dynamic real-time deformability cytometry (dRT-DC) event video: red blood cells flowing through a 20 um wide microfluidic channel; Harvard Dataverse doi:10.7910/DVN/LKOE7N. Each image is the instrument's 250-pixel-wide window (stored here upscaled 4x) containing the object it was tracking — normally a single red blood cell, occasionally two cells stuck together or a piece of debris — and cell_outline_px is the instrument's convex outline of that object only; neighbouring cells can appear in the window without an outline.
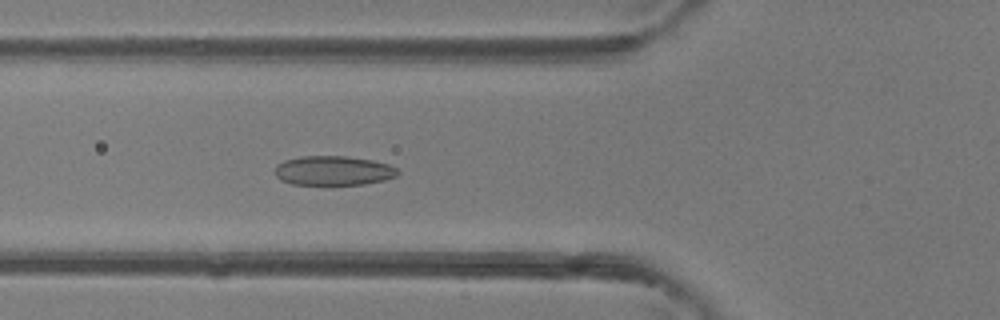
{"species": "common noctule bat (a hibernating species)", "species_latin": "Nyctalus noctula", "temperature_condition": "room temperature", "stored_images_in_passage": 46, "camera_frame_rate_fps": 3000, "um_per_image_px": 0.085, "animal": {"sex": "female"}, "frame": {"image": 1, "passage_image": 17, "time_ms": 5.333, "image_size_px": [1000, 320], "cell_outline_px": [[400, 172], [396, 176], [384, 180], [364, 184], [292, 184], [280, 180], [276, 176], [276, 164], [284, 160], [300, 156], [348, 156], [372, 160], [388, 164], [396, 168]], "centroid_in_image_um": [28.33, 14.49], "position_along_channel_um": 97.5, "area_um2": 21.04}}
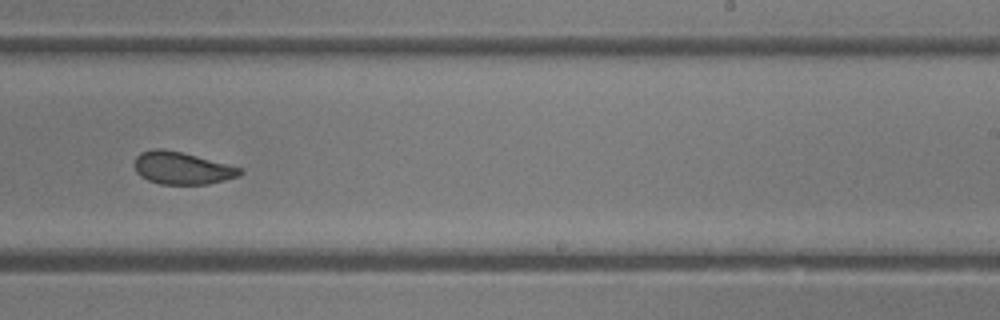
{"frame": {"image": 2, "passage_image": 29, "time_ms": 9.333, "image_size_px": [1000, 320], "cell_outline_px": [[244, 172], [240, 176], [208, 184], [160, 184], [148, 180], [140, 176], [136, 172], [132, 164], [136, 156], [140, 152], [152, 148], [164, 148], [196, 156], [240, 168]], "centroid_in_image_um": [15.4, 14.28], "position_along_channel_um": 273.6, "area_um2": 19.94}}
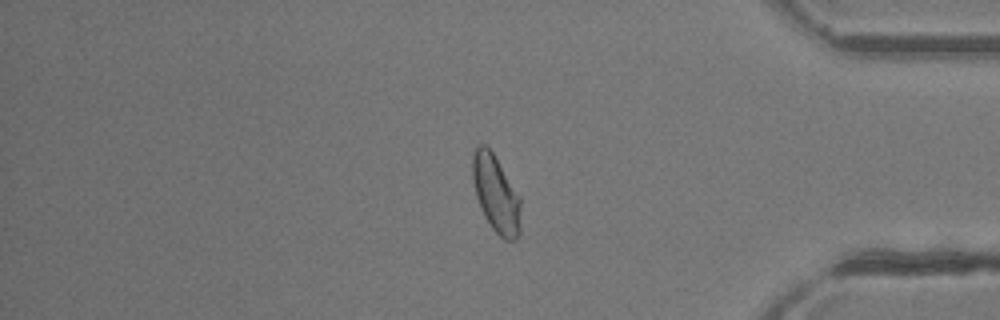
{"frame": {"image": 3, "passage_image": 39, "time_ms": 12.667, "image_size_px": [1000, 320], "cell_outline_px": [[520, 236], [516, 240], [504, 240], [492, 228], [484, 216], [480, 208], [476, 196], [472, 180], [472, 156], [476, 144], [484, 144], [492, 152], [520, 196]], "centroid_in_image_um": [42.14, 16.49], "position_along_channel_um": 393.1, "area_um2": 21.79}, "authors_computed_cell_mechanics": {"area_um2": 22.0507, "velocity_mm_per_s": 4.3979, "shape_relaxation_time_tau1_ms": 10.2976, "shape_relaxation_time_tau2_ms": 1.2589, "deformation_change_tau1": 0.1875, "deformation_change_tau2": 0.0646}}